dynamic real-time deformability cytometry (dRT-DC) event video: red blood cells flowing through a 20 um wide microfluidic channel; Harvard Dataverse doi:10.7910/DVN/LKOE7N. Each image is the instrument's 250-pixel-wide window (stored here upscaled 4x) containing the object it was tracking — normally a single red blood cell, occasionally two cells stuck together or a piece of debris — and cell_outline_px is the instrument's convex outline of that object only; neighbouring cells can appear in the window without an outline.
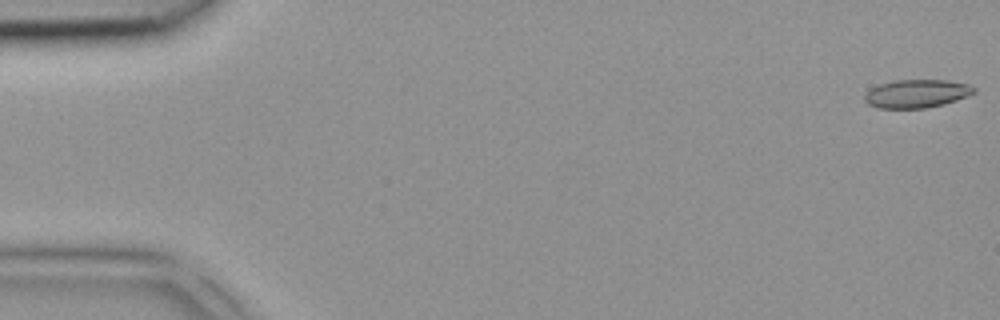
{"species": "common noctule bat (a hibernating species)", "species_latin": "Nyctalus noctula", "temperature_condition": "room temperature", "stored_images_in_passage": 5, "camera_frame_rate_fps": 3000, "um_per_image_px": 0.085, "animal": {"sex": "female", "body_mass_g": 18.4}, "frame": {"image": 1, "passage_image": 1, "time_ms": 0.0, "image_size_px": [1000, 320], "cell_outline_px": [[976, 92], [968, 96], [944, 104], [924, 108], [880, 108], [868, 104], [864, 100], [864, 96], [872, 88], [880, 84], [896, 80], [948, 80], [968, 84], [976, 88]], "centroid_in_image_um": [77.95, 7.96], "position_along_channel_um": 7.0, "area_um2": 17.92}}
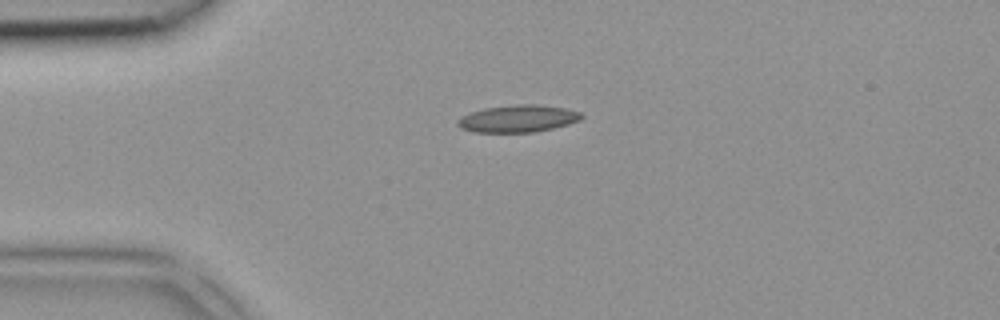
{"frame": {"image": 2, "passage_image": 4, "time_ms": 1.0, "image_size_px": [1000, 320], "cell_outline_px": [[584, 116], [580, 120], [568, 124], [552, 128], [532, 132], [476, 132], [460, 128], [456, 124], [456, 120], [460, 116], [468, 112], [484, 108], [516, 104], [536, 104], [568, 108], [580, 112]], "centroid_in_image_um": [44.0, 10.07], "position_along_channel_um": 41.0, "area_um2": 19.83}}